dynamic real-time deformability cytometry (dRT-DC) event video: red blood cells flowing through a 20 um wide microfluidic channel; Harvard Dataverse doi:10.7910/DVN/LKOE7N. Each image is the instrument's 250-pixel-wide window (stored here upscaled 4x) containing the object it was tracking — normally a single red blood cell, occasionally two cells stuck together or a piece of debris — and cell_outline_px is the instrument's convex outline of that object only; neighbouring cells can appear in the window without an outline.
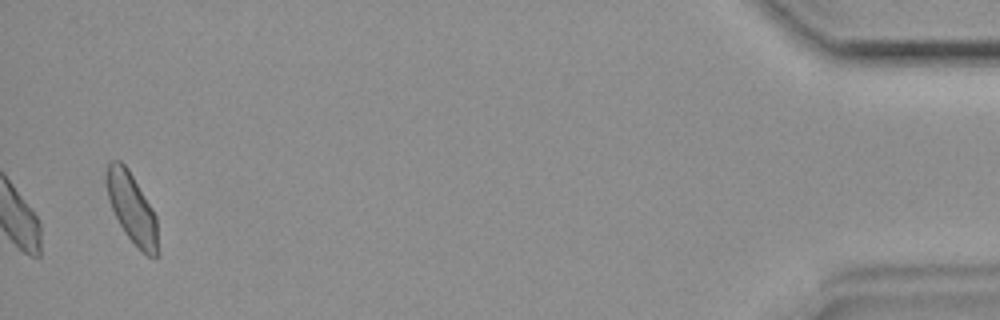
{"species": "common noctule bat (a hibernating species)", "species_latin": "Nyctalus noctula", "temperature_condition": "room temperature", "stored_images_in_passage": 35, "camera_frame_rate_fps": 3000, "um_per_image_px": 0.085, "animal": {"sex": "female", "body_mass_g": 19.9}, "frame": {"image": 1, "passage_image": 35, "time_ms": 11.333, "image_size_px": [1000, 320], "cell_outline_px": [[160, 256], [156, 260], [148, 256], [124, 232], [112, 208], [108, 196], [104, 180], [104, 176], [108, 164], [112, 160], [120, 160], [128, 168], [152, 208], [156, 216], [160, 252]], "centroid_in_image_um": [11.24, 17.71], "position_along_channel_um": 424.0, "area_um2": 21.21}}